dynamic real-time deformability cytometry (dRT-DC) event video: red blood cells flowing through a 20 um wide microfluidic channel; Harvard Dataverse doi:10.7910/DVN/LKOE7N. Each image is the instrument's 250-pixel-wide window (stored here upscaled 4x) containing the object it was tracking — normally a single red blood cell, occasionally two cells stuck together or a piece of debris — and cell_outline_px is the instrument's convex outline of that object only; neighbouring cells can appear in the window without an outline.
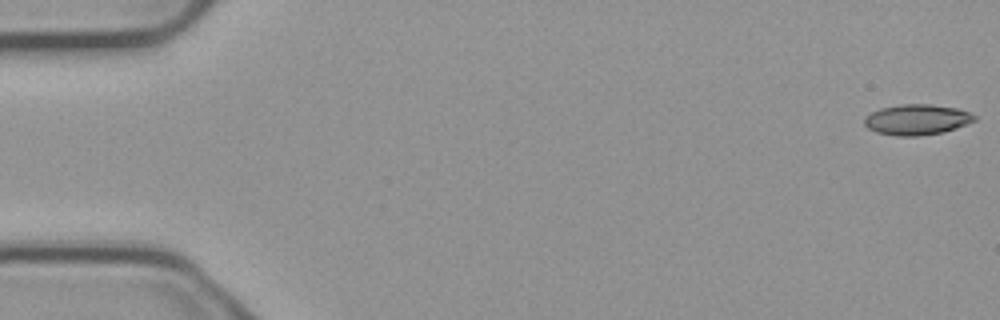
{"species": "common noctule bat (a hibernating species)", "species_latin": "Nyctalus noctula", "temperature_condition": "cold", "stored_images_in_passage": 18, "camera_frame_rate_fps": 3000, "um_per_image_px": 0.085, "animal": {"sex": "male", "body_mass_g": 23.1, "forearm_length_mm": 52.7}, "frame": {"image": 1, "passage_image": 1, "time_ms": 0.0, "image_size_px": [1000, 320], "cell_outline_px": [[976, 120], [956, 128], [944, 132], [916, 136], [896, 136], [876, 132], [868, 128], [864, 124], [864, 116], [880, 108], [900, 104], [932, 104], [956, 108], [968, 112], [976, 116]], "centroid_in_image_um": [77.91, 10.16], "position_along_channel_um": 7.1, "area_um2": 19.65}}
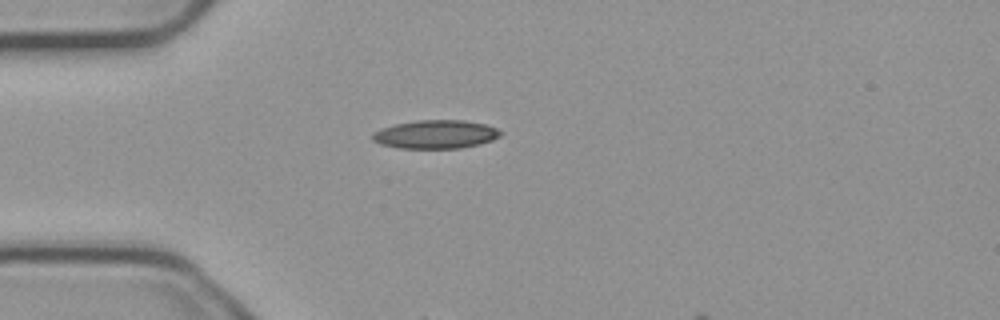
{"frame": {"image": 2, "passage_image": 15, "time_ms": 4.667, "image_size_px": [1000, 320], "cell_outline_px": [[504, 132], [500, 136], [492, 140], [480, 144], [460, 148], [400, 148], [380, 144], [372, 140], [372, 132], [380, 128], [396, 124], [416, 120], [464, 120], [484, 124], [496, 128]], "centroid_in_image_um": [37.02, 11.41], "position_along_channel_um": 48.0, "area_um2": 21.33}}